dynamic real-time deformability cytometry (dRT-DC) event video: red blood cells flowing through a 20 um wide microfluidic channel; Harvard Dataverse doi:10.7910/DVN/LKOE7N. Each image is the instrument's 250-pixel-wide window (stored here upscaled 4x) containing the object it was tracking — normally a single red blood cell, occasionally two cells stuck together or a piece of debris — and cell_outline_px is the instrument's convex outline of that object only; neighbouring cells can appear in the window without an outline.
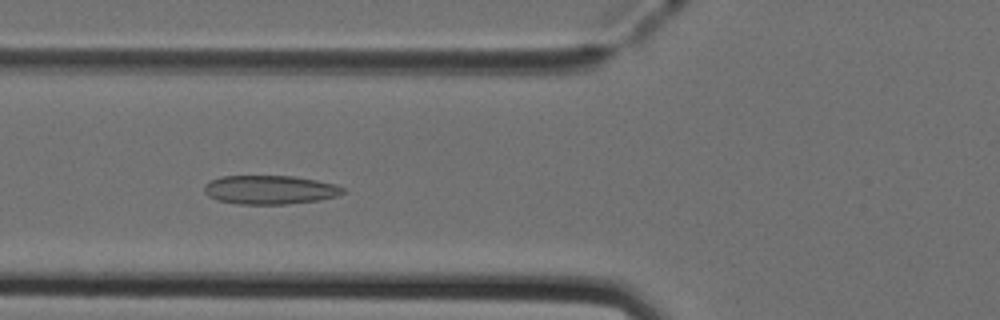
{"species": "Egyptian fruit bat (a non-hibernating species)", "species_latin": "Rousettus aegyptiacus", "temperature_condition": "cold", "stored_images_in_passage": 41, "camera_frame_rate_fps": 3000, "um_per_image_px": 0.085, "animal": {"sex": "female"}, "frame": {"image": 1, "passage_image": 10, "time_ms": 3.0, "image_size_px": [1000, 320], "cell_outline_px": [[344, 192], [336, 196], [320, 200], [288, 204], [240, 204], [216, 200], [208, 196], [204, 192], [204, 184], [220, 176], [292, 176], [316, 180], [336, 184], [344, 188]], "centroid_in_image_um": [22.93, 16.13], "position_along_channel_um": 102.9, "area_um2": 23.35}}
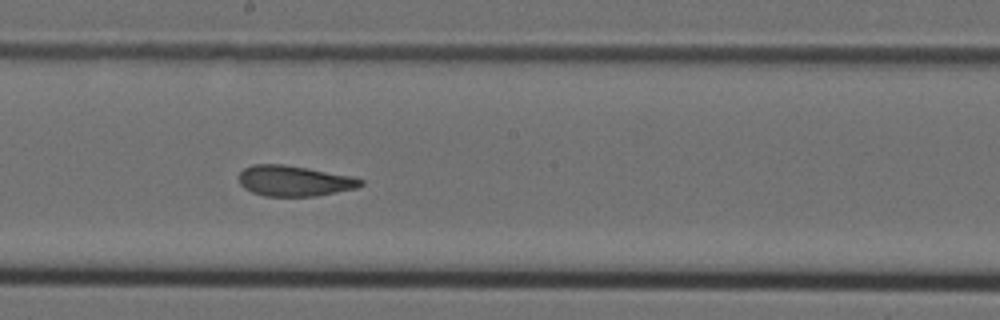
{"frame": {"image": 2, "passage_image": 19, "time_ms": 6.0, "image_size_px": [1000, 320], "cell_outline_px": [[364, 184], [356, 188], [316, 196], [264, 196], [252, 192], [244, 188], [240, 184], [240, 172], [244, 168], [252, 164], [284, 164], [308, 168], [352, 176], [364, 180]], "centroid_in_image_um": [25.01, 15.37], "position_along_channel_um": 223.2, "area_um2": 21.73}}
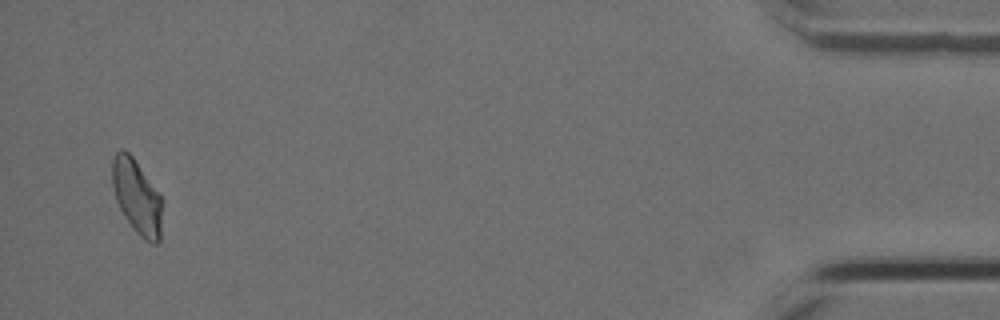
{"frame": {"image": 3, "passage_image": 40, "time_ms": 13.0, "image_size_px": [1000, 320], "cell_outline_px": [[160, 240], [156, 244], [152, 244], [144, 240], [136, 232], [124, 216], [116, 200], [112, 184], [112, 156], [120, 148], [124, 148], [132, 156], [160, 196]], "centroid_in_image_um": [11.58, 16.71], "position_along_channel_um": 423.6, "area_um2": 21.21}, "authors_computed_cell_mechanics": {"area_um2": 22.0796, "velocity_mm_per_s": 3.9959, "shape_relaxation_time_tau1_ms": null, "shape_relaxation_time_tau2_ms": 1.6961, "deformation_change_tau1": null, "deformation_change_tau2": 0.0834}}